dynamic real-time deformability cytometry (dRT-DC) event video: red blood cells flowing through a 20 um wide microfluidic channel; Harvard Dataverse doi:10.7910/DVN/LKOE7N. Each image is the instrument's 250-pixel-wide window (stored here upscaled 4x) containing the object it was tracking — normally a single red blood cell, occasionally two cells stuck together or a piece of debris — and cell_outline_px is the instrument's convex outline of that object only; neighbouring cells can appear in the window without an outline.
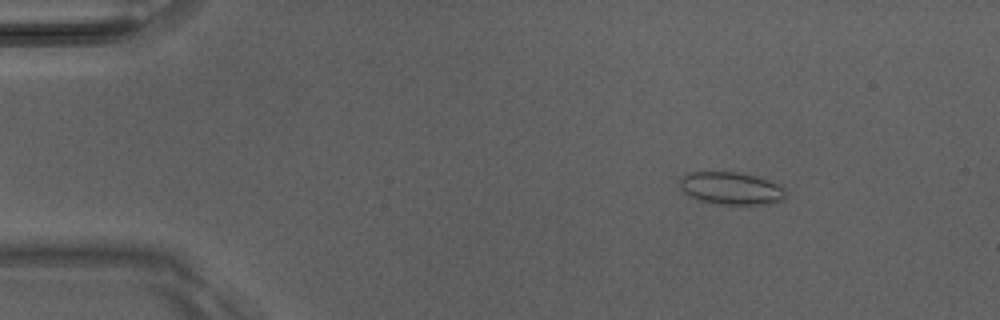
{"species": "Egyptian fruit bat (a non-hibernating species)", "species_latin": "Rousettus aegyptiacus", "temperature_condition": "room temperature", "stored_images_in_passage": 6, "camera_frame_rate_fps": 3000, "um_per_image_px": 0.085, "animal": {"sex": "male"}, "frame": {"image": 1, "passage_image": 2, "time_ms": 0.333, "image_size_px": [1000, 320], "cell_outline_px": [[784, 200], [776, 204], [720, 204], [700, 200], [688, 196], [680, 188], [680, 180], [688, 172], [736, 172], [752, 176], [780, 184], [784, 188]], "centroid_in_image_um": [62.15, 16.02], "position_along_channel_um": 22.8, "area_um2": 19.94}}